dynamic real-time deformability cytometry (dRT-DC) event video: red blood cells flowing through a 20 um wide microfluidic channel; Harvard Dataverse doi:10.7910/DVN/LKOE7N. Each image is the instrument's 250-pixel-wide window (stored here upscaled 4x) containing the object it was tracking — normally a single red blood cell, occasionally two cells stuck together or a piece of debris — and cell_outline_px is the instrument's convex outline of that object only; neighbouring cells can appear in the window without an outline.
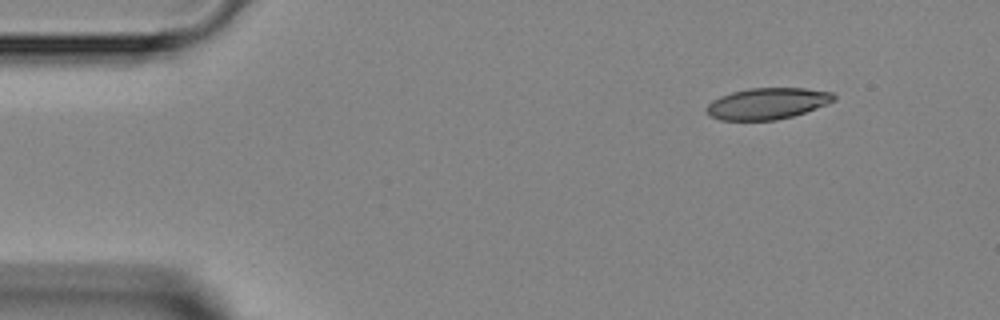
{"species": "Egyptian fruit bat (a non-hibernating species)", "species_latin": "Rousettus aegyptiacus", "temperature_condition": "room temperature", "stored_images_in_passage": 3, "camera_frame_rate_fps": 3000, "um_per_image_px": 0.085, "animal": {"sex": "female"}, "frame": {"image": 1, "passage_image": 1, "time_ms": 0.0, "image_size_px": [1000, 320], "cell_outline_px": [[836, 100], [804, 112], [792, 116], [776, 120], [720, 120], [708, 116], [704, 112], [704, 108], [712, 100], [720, 96], [732, 92], [748, 88], [804, 88], [832, 92], [836, 96]], "centroid_in_image_um": [65.16, 8.8], "position_along_channel_um": 19.8, "area_um2": 23.35}}